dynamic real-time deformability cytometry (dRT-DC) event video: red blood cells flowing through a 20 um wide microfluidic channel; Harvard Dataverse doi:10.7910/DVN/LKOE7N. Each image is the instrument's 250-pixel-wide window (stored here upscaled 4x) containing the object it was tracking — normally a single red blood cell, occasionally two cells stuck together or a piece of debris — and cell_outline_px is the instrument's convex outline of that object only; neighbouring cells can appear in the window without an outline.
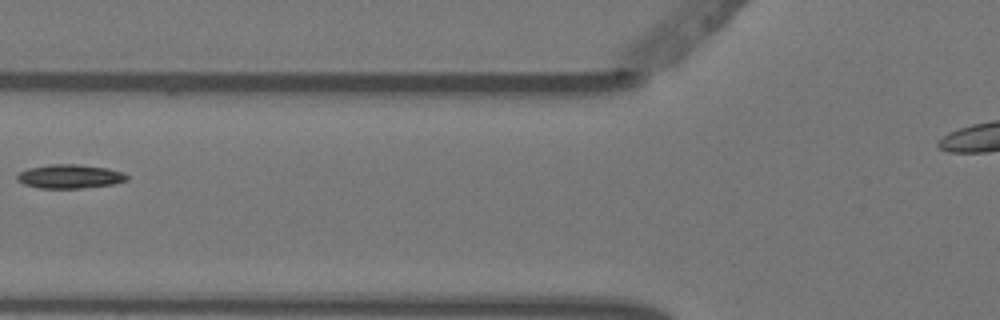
{"species": "Egyptian fruit bat (a non-hibernating species)", "species_latin": "Rousettus aegyptiacus", "temperature_condition": "warm", "stored_images_in_passage": 4, "camera_frame_rate_fps": 3000, "um_per_image_px": 0.085, "animal": {"sex": "female"}, "frame": {"image": 1, "passage_image": 4, "time_ms": 1.0, "image_size_px": [1000, 320], "cell_outline_px": [[128, 180], [112, 184], [80, 188], [40, 188], [24, 184], [16, 180], [16, 176], [20, 172], [28, 168], [48, 164], [76, 164], [108, 168], [124, 172], [128, 176]], "centroid_in_image_um": [5.93, 14.99], "position_along_channel_um": 119.9, "area_um2": 15.32}}